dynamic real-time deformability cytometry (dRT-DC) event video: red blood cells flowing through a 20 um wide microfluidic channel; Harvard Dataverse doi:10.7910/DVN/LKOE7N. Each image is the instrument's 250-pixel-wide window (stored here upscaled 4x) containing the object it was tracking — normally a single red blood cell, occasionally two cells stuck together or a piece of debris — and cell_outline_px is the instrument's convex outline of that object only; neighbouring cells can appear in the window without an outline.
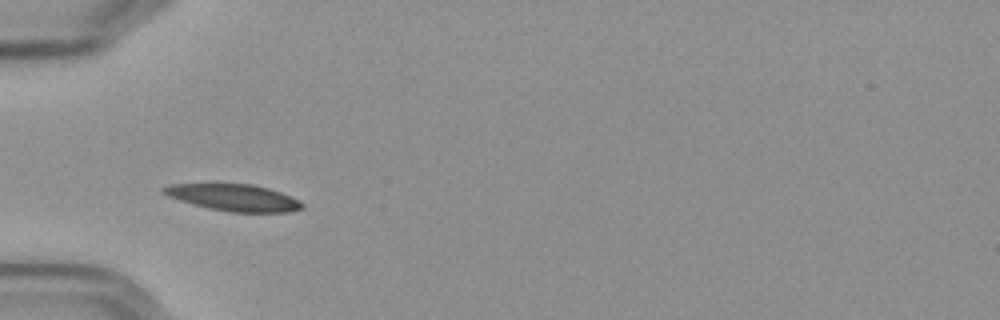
{"species": "Egyptian fruit bat (a non-hibernating species)", "species_latin": "Rousettus aegyptiacus", "temperature_condition": "cold", "stored_images_in_passage": 4, "camera_frame_rate_fps": 3000, "um_per_image_px": 0.085, "frame": {"image": 1, "passage_image": 3, "time_ms": 2.333, "image_size_px": [1000, 320], "cell_outline_px": [[304, 208], [292, 212], [228, 212], [208, 208], [192, 204], [168, 196], [160, 192], [160, 188], [168, 184], [252, 184], [268, 188], [280, 192], [300, 200], [304, 204]], "centroid_in_image_um": [19.87, 16.8], "position_along_channel_um": 65.1, "area_um2": 21.73}}
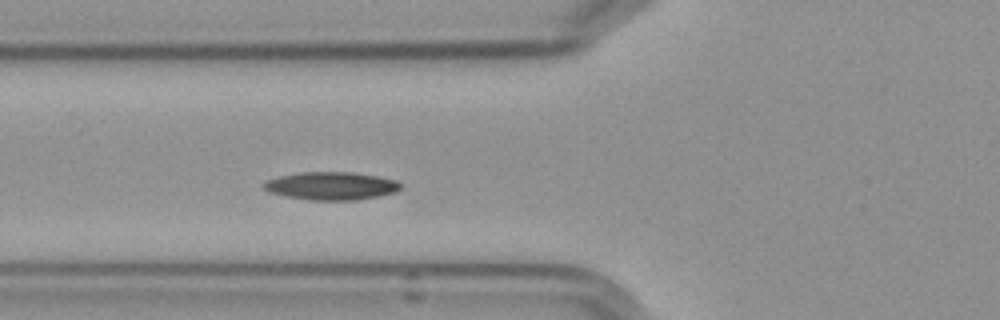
{"frame": {"image": 2, "passage_image": 4, "time_ms": 3.333, "image_size_px": [1000, 320], "cell_outline_px": [[400, 188], [396, 192], [356, 200], [308, 200], [268, 192], [260, 184], [268, 180], [280, 176], [300, 172], [352, 172], [376, 176], [396, 180], [400, 184]], "centroid_in_image_um": [28.13, 15.8], "position_along_channel_um": 97.7, "area_um2": 22.14}}